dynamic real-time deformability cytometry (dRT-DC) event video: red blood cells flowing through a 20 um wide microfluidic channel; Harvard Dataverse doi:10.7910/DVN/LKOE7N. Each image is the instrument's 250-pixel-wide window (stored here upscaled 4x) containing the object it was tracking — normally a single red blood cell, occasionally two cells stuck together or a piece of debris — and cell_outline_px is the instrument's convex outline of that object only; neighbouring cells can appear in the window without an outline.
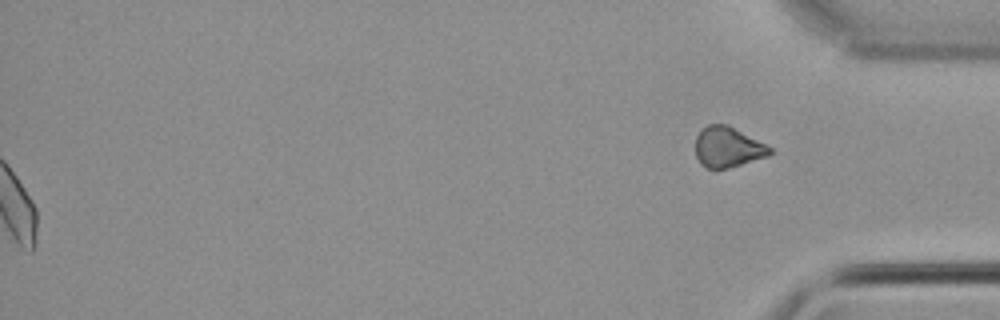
{"species": "common noctule bat (a hibernating species)", "species_latin": "Nyctalus noctula", "temperature_condition": "cold", "stored_images_in_passage": 55, "segment_of_instrument_passage": [2, 2], "camera_frame_rate_fps": 3000, "um_per_image_px": 0.085, "animal": {"sex": "male", "body_mass_g": 21.5, "forearm_length_mm": 52.0}, "frame": {"image": 1, "passage_image": 55, "time_ms": 18.0, "image_size_px": [1000, 320], "cell_outline_px": [[772, 152], [768, 156], [728, 168], [708, 168], [700, 164], [696, 156], [696, 136], [708, 124], [728, 124], [772, 148]], "centroid_in_image_um": [61.85, 12.5], "position_along_channel_um": 373.3, "area_um2": 17.34}}